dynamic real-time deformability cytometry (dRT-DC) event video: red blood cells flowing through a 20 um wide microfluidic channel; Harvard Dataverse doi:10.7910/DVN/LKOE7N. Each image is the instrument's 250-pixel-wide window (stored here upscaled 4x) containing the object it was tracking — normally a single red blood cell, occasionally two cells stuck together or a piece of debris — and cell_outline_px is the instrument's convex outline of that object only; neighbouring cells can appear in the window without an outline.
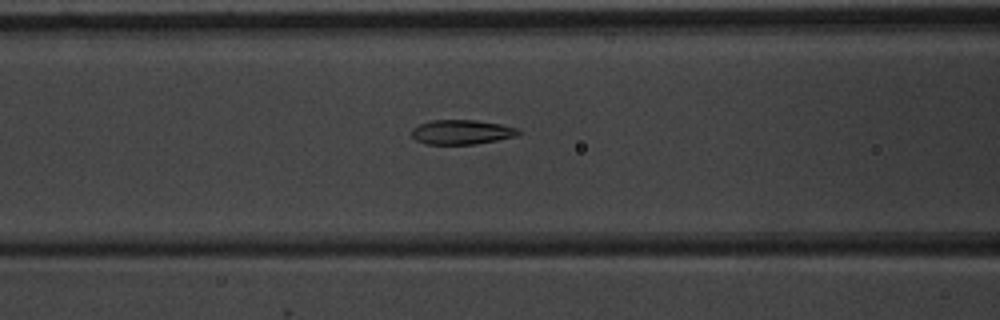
{"species": "common noctule bat (a hibernating species)", "species_latin": "Nyctalus noctula", "temperature_condition": "warm", "stored_images_in_passage": 6, "camera_frame_rate_fps": 3000, "um_per_image_px": 0.085, "animal": {"sex": "male", "body_mass_g": 20.1, "forearm_length_mm": 53.5}, "frame": {"image": 1, "passage_image": 6, "time_ms": 7.0, "image_size_px": [1000, 320], "cell_outline_px": [[520, 132], [516, 136], [476, 144], [424, 144], [416, 140], [412, 136], [412, 128], [420, 124], [432, 120], [476, 120], [500, 124], [516, 128]], "centroid_in_image_um": [39.21, 11.23], "position_along_channel_um": 127.4, "area_um2": 15.14}}